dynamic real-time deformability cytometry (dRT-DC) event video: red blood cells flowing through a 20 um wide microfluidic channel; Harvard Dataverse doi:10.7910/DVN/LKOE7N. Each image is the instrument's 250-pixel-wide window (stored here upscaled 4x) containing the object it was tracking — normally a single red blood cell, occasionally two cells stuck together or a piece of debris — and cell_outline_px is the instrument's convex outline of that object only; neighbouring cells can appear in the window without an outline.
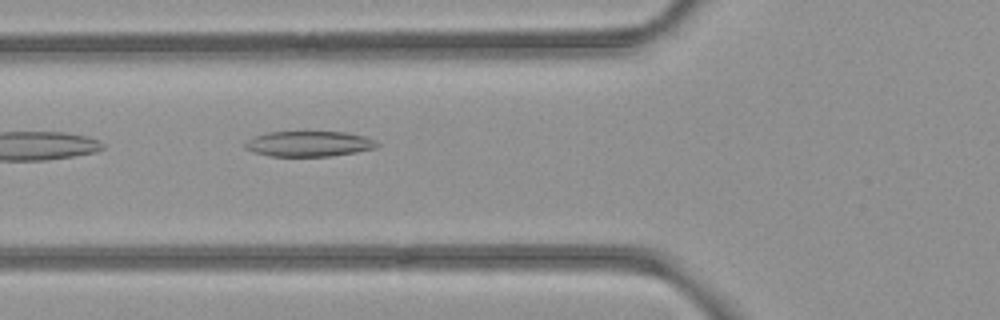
{"species": "common noctule bat (a hibernating species)", "species_latin": "Nyctalus noctula", "temperature_condition": "room temperature", "stored_images_in_passage": 4, "camera_frame_rate_fps": 3000, "um_per_image_px": 0.085, "animal": {"sex": "female", "body_mass_g": 21.9}, "frame": {"image": 1, "passage_image": 4, "time_ms": 1.0, "image_size_px": [1000, 320], "cell_outline_px": [[380, 144], [372, 148], [356, 152], [332, 156], [268, 156], [244, 148], [244, 144], [252, 136], [268, 132], [348, 132], [364, 136]], "centroid_in_image_um": [26.22, 12.22], "position_along_channel_um": 99.6, "area_um2": 19.42}}